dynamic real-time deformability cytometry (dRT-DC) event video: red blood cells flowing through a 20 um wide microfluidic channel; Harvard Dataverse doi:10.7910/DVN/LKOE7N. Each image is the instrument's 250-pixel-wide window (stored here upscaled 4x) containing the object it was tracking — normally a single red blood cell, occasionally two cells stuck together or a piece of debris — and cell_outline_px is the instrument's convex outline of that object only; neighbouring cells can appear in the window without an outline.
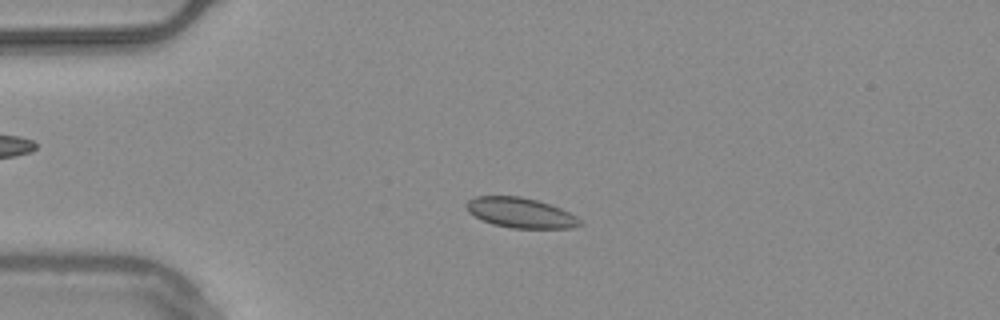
{"species": "common noctule bat (a hibernating species)", "species_latin": "Nyctalus noctula", "temperature_condition": "warm", "stored_images_in_passage": 47, "camera_frame_rate_fps": 3000, "um_per_image_px": 0.085, "animal": {"sex": "male", "body_mass_g": 20.4}, "frame": {"image": 1, "passage_image": 6, "time_ms": 1.667, "image_size_px": [1000, 320], "cell_outline_px": [[584, 224], [572, 228], [512, 228], [492, 224], [468, 212], [464, 204], [468, 200], [476, 196], [520, 196], [536, 200], [560, 208], [576, 216]], "centroid_in_image_um": [44.24, 18.09], "position_along_channel_um": 40.8, "area_um2": 19.83}}
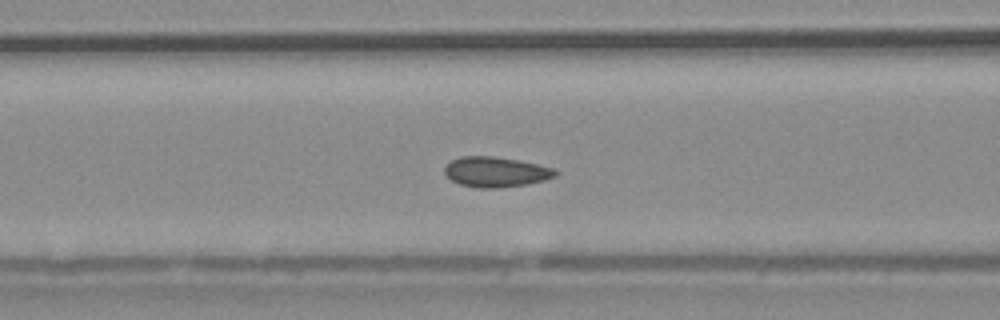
{"frame": {"image": 2, "passage_image": 15, "time_ms": 4.667, "image_size_px": [1000, 320], "cell_outline_px": [[560, 172], [556, 176], [544, 180], [528, 184], [496, 188], [476, 188], [460, 184], [452, 180], [444, 172], [444, 168], [452, 160], [460, 156], [492, 156], [520, 160], [552, 168]], "centroid_in_image_um": [42.15, 14.61], "position_along_channel_um": 124.4, "area_um2": 19.48}}
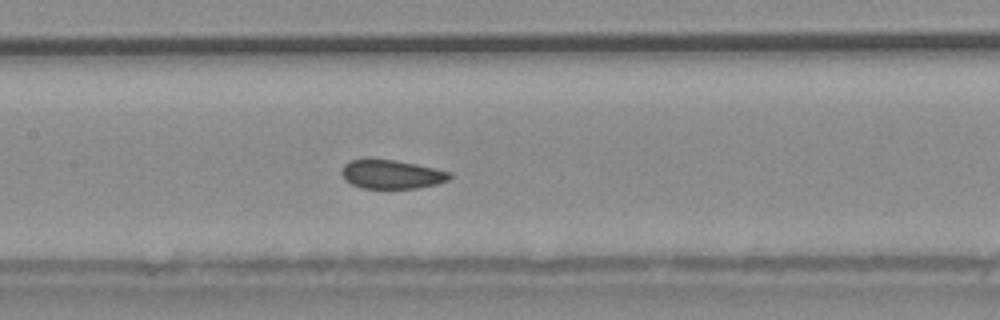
{"frame": {"image": 3, "passage_image": 19, "time_ms": 6.0, "image_size_px": [1000, 320], "cell_outline_px": [[452, 176], [448, 180], [436, 184], [416, 188], [360, 188], [344, 180], [340, 172], [344, 164], [352, 160], [368, 156], [396, 160], [416, 164], [452, 172]], "centroid_in_image_um": [33.23, 14.78], "position_along_channel_um": 174.2, "area_um2": 18.67}, "authors_computed_cell_mechanics": {"area_um2": 19.0162, "velocity_mm_per_s": 3.7272, "shape_relaxation_time_tau1_ms": 2.6475, "shape_relaxation_time_tau2_ms": 1.0936, "deformation_change_tau1": 0.0519, "deformation_change_tau2": 0.0328}}